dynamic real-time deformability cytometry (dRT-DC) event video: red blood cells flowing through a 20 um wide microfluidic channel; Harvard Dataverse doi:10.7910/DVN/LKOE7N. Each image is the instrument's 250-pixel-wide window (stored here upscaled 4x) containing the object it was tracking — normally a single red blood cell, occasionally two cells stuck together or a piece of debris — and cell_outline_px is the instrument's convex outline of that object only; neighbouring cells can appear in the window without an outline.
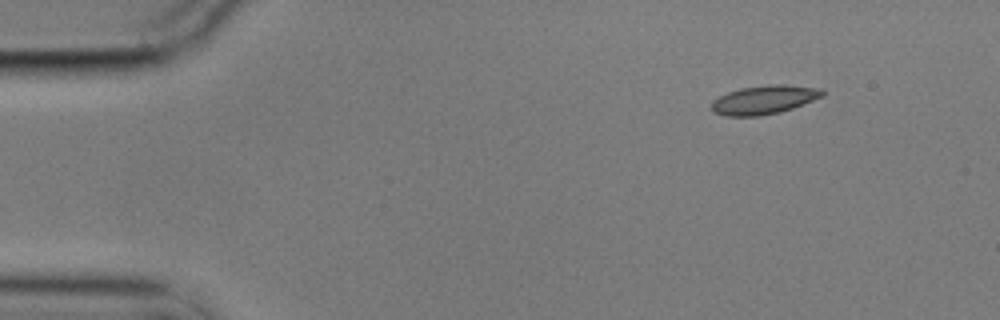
{"species": "common noctule bat (a hibernating species)", "species_latin": "Nyctalus noctula", "temperature_condition": "cold", "stored_images_in_passage": 50, "camera_frame_rate_fps": 3000, "um_per_image_px": 0.085, "animal": {"sex": "male", "body_mass_g": 17.9}, "frame": {"image": 1, "passage_image": 1, "time_ms": 0.0, "image_size_px": [1000, 320], "cell_outline_px": [[824, 96], [792, 108], [780, 112], [760, 116], [724, 116], [712, 112], [712, 100], [728, 92], [740, 88], [768, 84], [784, 84], [820, 88], [824, 92]], "centroid_in_image_um": [64.93, 8.48], "position_along_channel_um": 20.1, "area_um2": 18.67}}
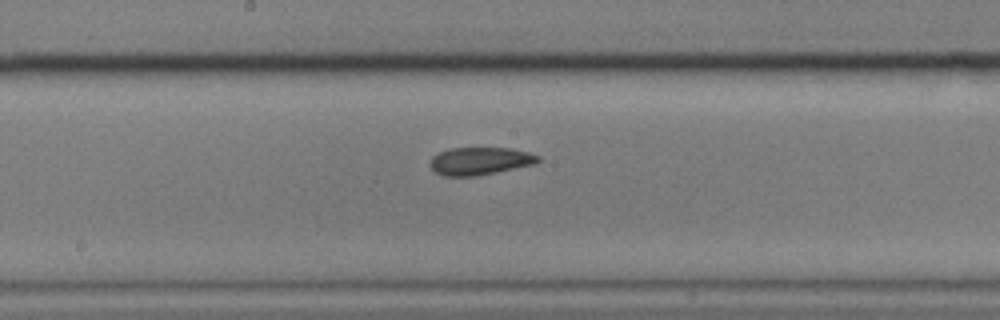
{"frame": {"image": 2, "passage_image": 24, "time_ms": 7.667, "image_size_px": [1000, 320], "cell_outline_px": [[540, 160], [532, 164], [496, 172], [476, 176], [444, 176], [436, 172], [428, 164], [432, 156], [448, 148], [512, 148], [528, 152], [540, 156]], "centroid_in_image_um": [40.76, 13.68], "position_along_channel_um": 207.4, "area_um2": 17.34}}
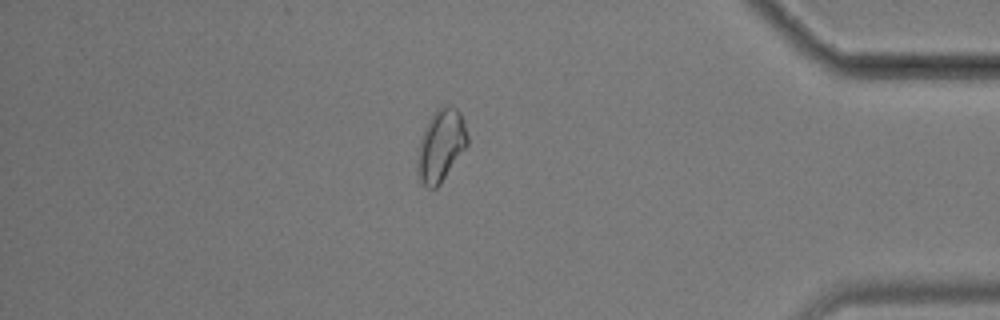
{"frame": {"image": 3, "passage_image": 43, "time_ms": 14.0, "image_size_px": [1000, 320], "cell_outline_px": [[468, 144], [440, 184], [436, 188], [428, 188], [420, 180], [416, 168], [416, 160], [420, 140], [424, 128], [432, 112], [436, 108], [444, 104], [448, 104], [456, 108], [460, 112], [464, 120], [468, 136]], "centroid_in_image_um": [37.47, 12.32], "position_along_channel_um": 397.7, "area_um2": 21.27}}